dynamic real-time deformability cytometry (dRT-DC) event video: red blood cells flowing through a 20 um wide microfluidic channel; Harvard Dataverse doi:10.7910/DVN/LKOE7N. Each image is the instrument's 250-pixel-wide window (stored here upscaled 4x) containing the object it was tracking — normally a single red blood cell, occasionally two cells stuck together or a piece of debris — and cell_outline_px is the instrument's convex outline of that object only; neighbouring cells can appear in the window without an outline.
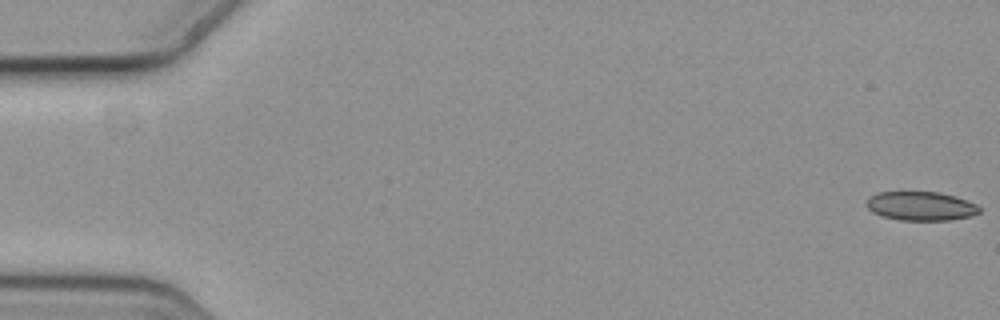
{"species": "common noctule bat (a hibernating species)", "species_latin": "Nyctalus noctula", "temperature_condition": "cold", "stored_images_in_passage": 55, "camera_frame_rate_fps": 3000, "um_per_image_px": 0.085, "animal": {"sex": "female", "body_mass_g": 19.3, "forearm_length_mm": 54.1}, "frame": {"image": 1, "passage_image": 1, "time_ms": 0.0, "image_size_px": [1000, 320], "cell_outline_px": [[980, 212], [972, 216], [948, 220], [900, 220], [880, 216], [872, 212], [864, 204], [864, 200], [868, 196], [880, 192], [940, 192], [956, 196], [968, 200], [976, 204], [980, 208]], "centroid_in_image_um": [78.24, 17.51], "position_along_channel_um": 6.8, "area_um2": 19.36}}
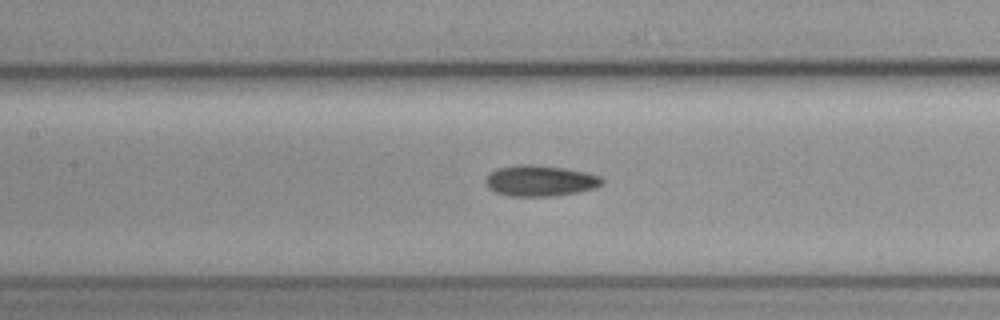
{"frame": {"image": 2, "passage_image": 27, "time_ms": 8.667, "image_size_px": [1000, 320], "cell_outline_px": [[604, 180], [596, 188], [576, 192], [552, 196], [512, 196], [496, 192], [488, 188], [484, 180], [496, 168], [516, 164], [536, 164], [564, 168], [584, 172], [600, 176]], "centroid_in_image_um": [45.88, 15.35], "position_along_channel_um": 161.5, "area_um2": 20.92}}
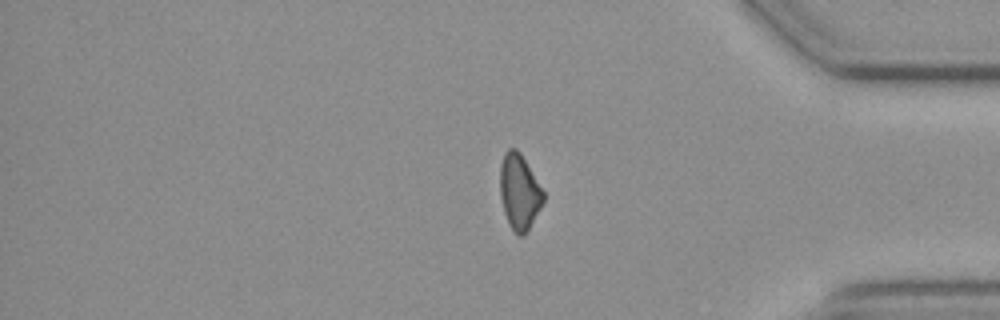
{"frame": {"image": 3, "passage_image": 48, "time_ms": 15.667, "image_size_px": [1000, 320], "cell_outline_px": [[544, 200], [528, 232], [524, 236], [516, 236], [508, 224], [504, 212], [500, 196], [500, 164], [504, 152], [508, 148], [516, 148], [520, 152], [544, 192]], "centroid_in_image_um": [44.13, 16.34], "position_along_channel_um": 391.1, "area_um2": 19.25}}